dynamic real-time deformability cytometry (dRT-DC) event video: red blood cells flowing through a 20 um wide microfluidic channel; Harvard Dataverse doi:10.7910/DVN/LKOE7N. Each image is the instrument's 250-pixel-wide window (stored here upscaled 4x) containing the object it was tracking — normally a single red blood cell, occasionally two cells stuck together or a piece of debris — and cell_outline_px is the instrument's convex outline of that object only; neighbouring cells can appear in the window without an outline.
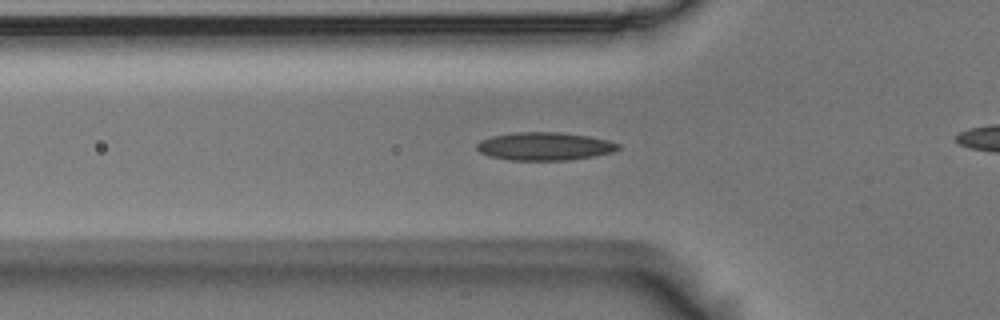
{"species": "Egyptian fruit bat (a non-hibernating species)", "species_latin": "Rousettus aegyptiacus", "temperature_condition": "room temperature", "stored_images_in_passage": 32, "camera_frame_rate_fps": 3000, "um_per_image_px": 0.085, "animal": {"sex": "male"}, "frame": {"image": 1, "passage_image": 5, "time_ms": 1.333, "image_size_px": [1000, 320], "cell_outline_px": [[620, 148], [612, 152], [592, 156], [568, 160], [508, 160], [488, 156], [480, 152], [476, 148], [476, 144], [480, 140], [492, 136], [516, 132], [560, 132], [588, 136], [608, 140], [620, 144]], "centroid_in_image_um": [46.26, 12.43], "position_along_channel_um": 79.5, "area_um2": 23.12}}
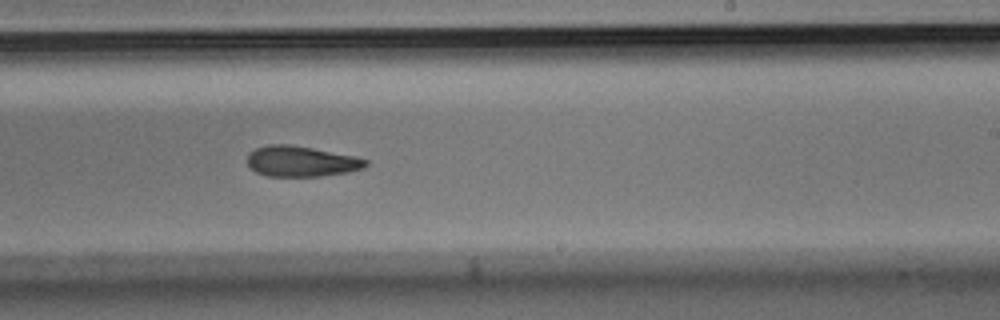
{"frame": {"image": 2, "passage_image": 20, "time_ms": 6.333, "image_size_px": [1000, 320], "cell_outline_px": [[368, 164], [364, 168], [348, 172], [320, 176], [268, 176], [256, 172], [248, 164], [248, 152], [256, 148], [268, 144], [288, 144], [312, 148], [356, 156], [368, 160]], "centroid_in_image_um": [25.61, 13.71], "position_along_channel_um": 263.4, "area_um2": 21.1}}
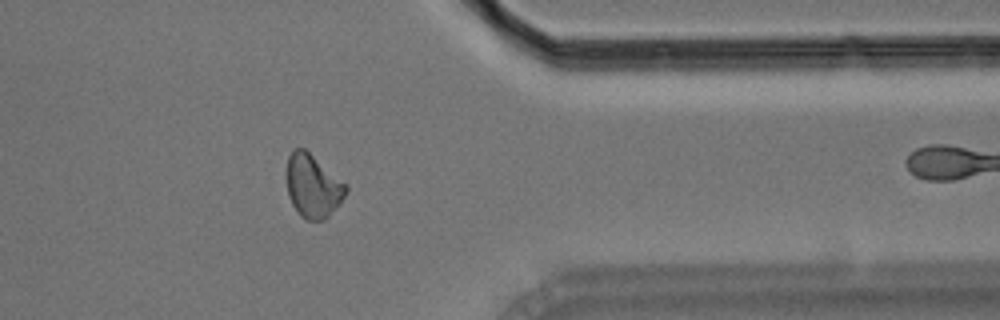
{"frame": {"image": 3, "passage_image": 31, "time_ms": 10.0, "image_size_px": [1000, 320], "cell_outline_px": [[348, 192], [328, 216], [324, 220], [304, 220], [300, 216], [292, 204], [288, 196], [284, 176], [284, 172], [288, 156], [292, 148], [304, 148], [348, 184]], "centroid_in_image_um": [26.55, 15.78], "position_along_channel_um": 384.8, "area_um2": 22.43}}